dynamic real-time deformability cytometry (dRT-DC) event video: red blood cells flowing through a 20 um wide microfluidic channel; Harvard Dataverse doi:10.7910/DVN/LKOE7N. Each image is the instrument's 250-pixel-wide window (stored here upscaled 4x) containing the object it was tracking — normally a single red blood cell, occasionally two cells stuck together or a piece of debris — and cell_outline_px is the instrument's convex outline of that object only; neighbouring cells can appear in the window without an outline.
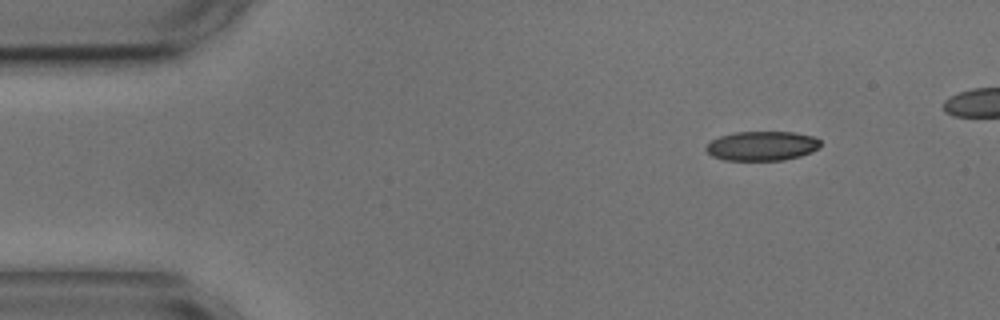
{"species": "common noctule bat (a hibernating species)", "species_latin": "Nyctalus noctula", "temperature_condition": "cold", "stored_images_in_passage": 4, "camera_frame_rate_fps": 3000, "um_per_image_px": 0.085, "animal": {"sex": "male", "body_mass_g": 17.9, "forearm_length_mm": 54.2}, "frame": {"image": 1, "passage_image": 1, "time_ms": 0.0, "image_size_px": [1000, 320], "cell_outline_px": [[820, 148], [812, 152], [800, 156], [784, 160], [724, 160], [712, 156], [704, 148], [712, 140], [720, 136], [736, 132], [792, 132], [812, 136], [820, 140]], "centroid_in_image_um": [64.78, 12.41], "position_along_channel_um": 20.2, "area_um2": 19.59}}